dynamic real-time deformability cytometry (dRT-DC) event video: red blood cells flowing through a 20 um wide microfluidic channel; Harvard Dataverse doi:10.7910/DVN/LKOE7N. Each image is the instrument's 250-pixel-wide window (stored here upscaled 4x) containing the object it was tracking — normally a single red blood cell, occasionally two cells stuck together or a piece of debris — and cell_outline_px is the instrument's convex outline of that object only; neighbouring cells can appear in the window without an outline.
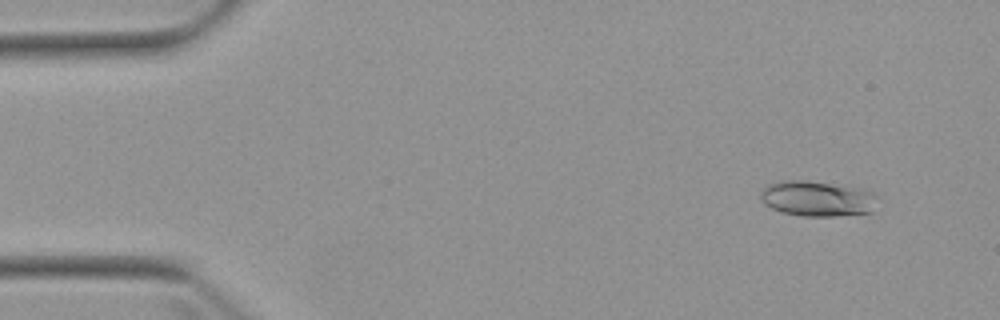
{"species": "Egyptian fruit bat (a non-hibernating species)", "species_latin": "Rousettus aegyptiacus", "temperature_condition": "warm", "stored_images_in_passage": 5, "camera_frame_rate_fps": 3000, "um_per_image_px": 0.085, "animal": {"sex": "female"}, "frame": {"image": 1, "passage_image": 2, "time_ms": 1.0, "image_size_px": [1000, 320], "cell_outline_px": [[872, 212], [832, 216], [804, 216], [784, 212], [772, 208], [764, 204], [760, 200], [760, 192], [768, 184], [780, 180], [808, 180], [864, 188], [872, 192]], "centroid_in_image_um": [69.38, 16.86], "position_along_channel_um": 15.6, "area_um2": 23.93}}